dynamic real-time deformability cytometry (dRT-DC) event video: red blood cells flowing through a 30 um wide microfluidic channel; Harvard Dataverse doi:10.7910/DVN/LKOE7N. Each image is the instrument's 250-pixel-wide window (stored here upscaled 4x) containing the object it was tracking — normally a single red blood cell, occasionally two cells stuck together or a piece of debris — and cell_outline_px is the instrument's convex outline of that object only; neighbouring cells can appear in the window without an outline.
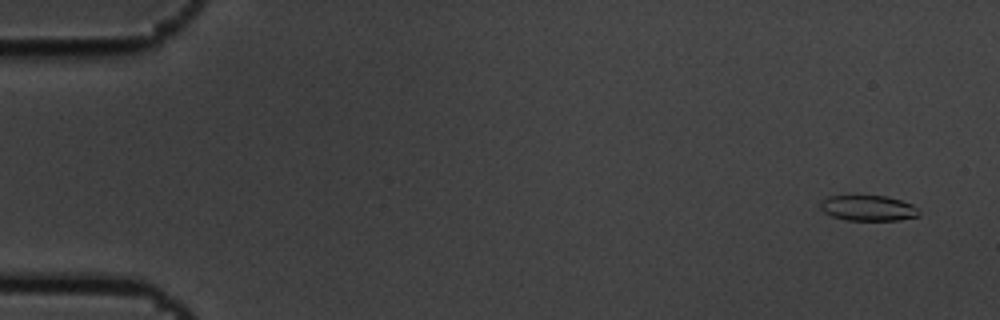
{"species": "common noctule bat (a hibernating species)", "species_latin": "Nyctalus noctula", "temperature_condition": "cold", "stored_images_in_passage": 6, "camera_frame_rate_fps": 3000, "um_per_image_px": 0.085, "animal": {"sex": "male", "body_mass_g": 19.5, "forearm_length_mm": 54.6}, "frame": {"image": 1, "passage_image": 1, "time_ms": 0.0, "image_size_px": [1000, 320], "cell_outline_px": [[920, 216], [900, 220], [844, 220], [832, 216], [824, 212], [820, 208], [820, 200], [828, 196], [884, 196], [900, 200], [912, 204], [920, 212]], "centroid_in_image_um": [73.78, 17.69], "position_along_channel_um": 11.2, "area_um2": 14.68}}
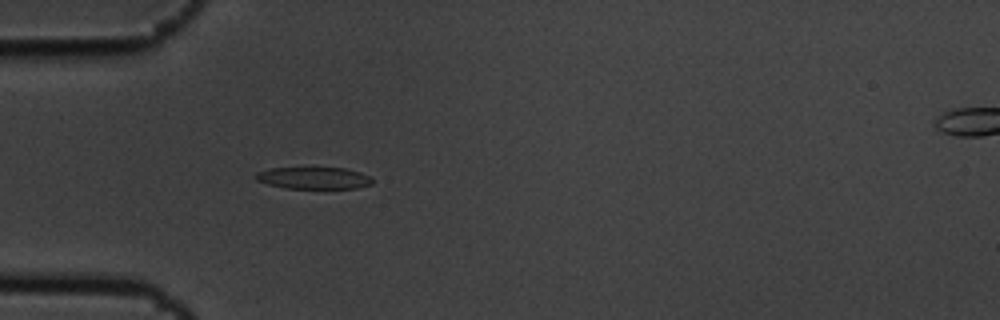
{"frame": {"image": 2, "passage_image": 5, "time_ms": 1.333, "image_size_px": [1000, 320], "cell_outline_px": [[372, 184], [356, 188], [284, 188], [268, 184], [256, 180], [256, 172], [272, 168], [344, 168], [360, 172], [372, 176]], "centroid_in_image_um": [26.69, 15.13], "position_along_channel_um": 58.3, "area_um2": 14.8}}